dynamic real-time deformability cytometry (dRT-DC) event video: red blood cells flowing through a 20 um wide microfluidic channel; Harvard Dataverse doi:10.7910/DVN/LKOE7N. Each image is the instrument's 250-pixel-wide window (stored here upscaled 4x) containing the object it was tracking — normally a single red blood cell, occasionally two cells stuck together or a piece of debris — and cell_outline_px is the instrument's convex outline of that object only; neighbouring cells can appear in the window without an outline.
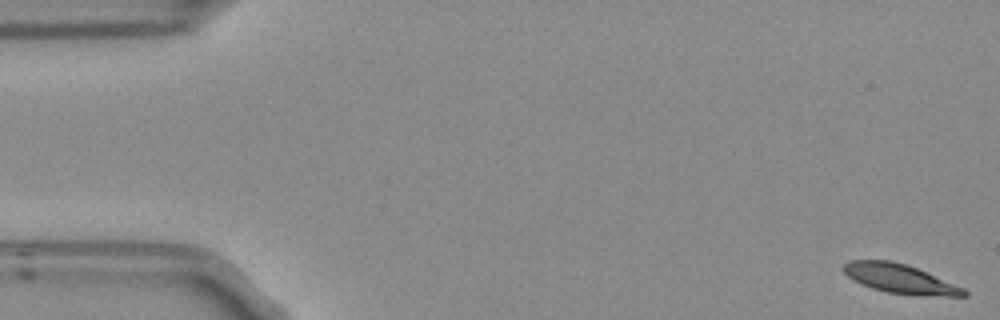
{"species": "Egyptian fruit bat (a non-hibernating species)", "species_latin": "Rousettus aegyptiacus", "temperature_condition": "room temperature", "stored_images_in_passage": 54, "camera_frame_rate_fps": 3000, "um_per_image_px": 0.085, "frame": {"image": 1, "passage_image": 1, "time_ms": 0.0, "image_size_px": [1000, 320], "cell_outline_px": [[968, 296], [944, 296], [884, 292], [860, 284], [852, 280], [840, 268], [848, 260], [888, 260], [904, 264], [916, 268], [964, 288], [968, 292]], "centroid_in_image_um": [76.43, 23.68], "position_along_channel_um": 8.6, "area_um2": 20.23}}
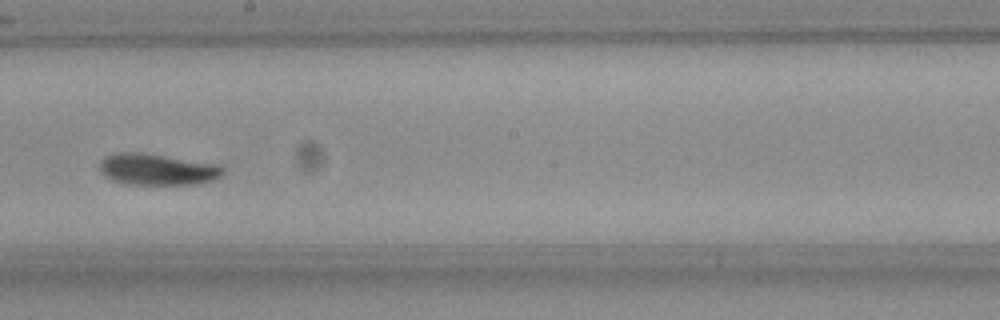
{"frame": {"image": 2, "passage_image": 30, "time_ms": 9.667, "image_size_px": [1000, 320], "cell_outline_px": [[224, 172], [220, 176], [212, 180], [200, 184], [128, 184], [112, 180], [104, 176], [100, 172], [100, 160], [108, 156], [120, 152], [140, 152], [212, 164], [224, 168]], "centroid_in_image_um": [13.32, 14.41], "position_along_channel_um": 234.9, "area_um2": 22.14}}
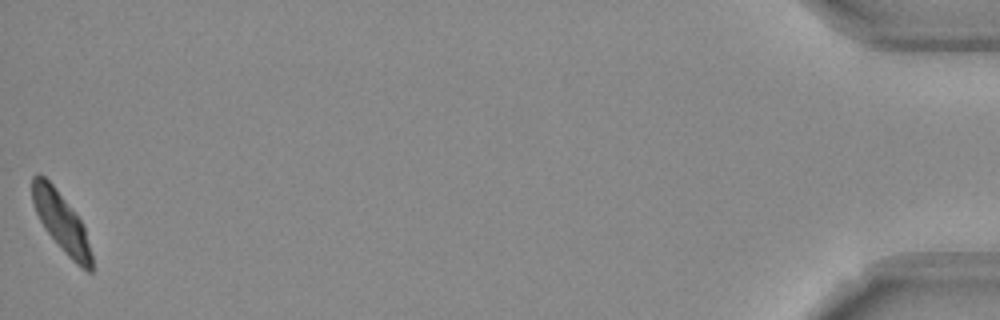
{"frame": {"image": 3, "passage_image": 54, "time_ms": 17.667, "image_size_px": [1000, 320], "cell_outline_px": [[92, 272], [88, 272], [76, 264], [64, 252], [44, 228], [36, 212], [32, 200], [32, 176], [36, 172], [40, 172], [52, 184], [80, 220], [84, 228], [92, 256]], "centroid_in_image_um": [5.18, 18.86], "position_along_channel_um": 430.0, "area_um2": 20.06}, "authors_computed_cell_mechanics": {"area_um2": 21.5016, "velocity_mm_per_s": 3.7187, "shape_relaxation_time_tau1_ms": 2.9141, "shape_relaxation_time_tau2_ms": 4.5135, "deformation_change_tau1": 0.1499, "deformation_change_tau2": 0.0943}}